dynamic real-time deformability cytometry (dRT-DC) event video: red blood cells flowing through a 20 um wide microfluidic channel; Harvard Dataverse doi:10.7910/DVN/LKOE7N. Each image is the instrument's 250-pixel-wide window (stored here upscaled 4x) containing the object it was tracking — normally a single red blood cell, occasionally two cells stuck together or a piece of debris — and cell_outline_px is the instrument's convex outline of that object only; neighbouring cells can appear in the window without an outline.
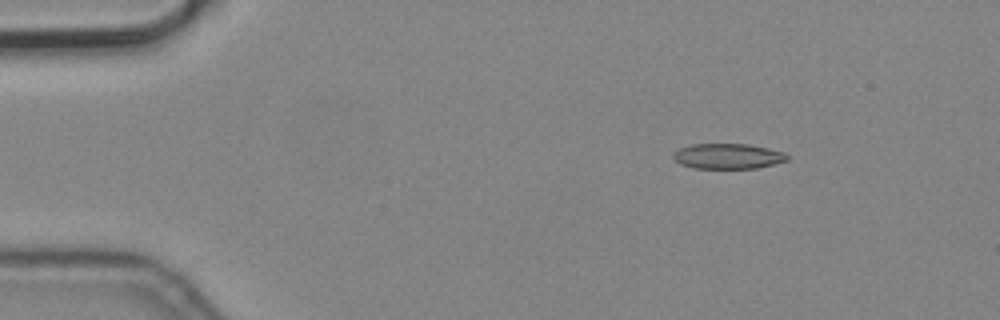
{"species": "common noctule bat (a hibernating species)", "species_latin": "Nyctalus noctula", "temperature_condition": "cold", "stored_images_in_passage": 7, "camera_frame_rate_fps": 3000, "um_per_image_px": 0.085, "animal": {"sex": "male", "body_mass_g": 19.2, "forearm_length_mm": 51.8}, "frame": {"image": 1, "passage_image": 3, "time_ms": 0.667, "image_size_px": [1000, 320], "cell_outline_px": [[788, 160], [756, 168], [692, 168], [680, 164], [672, 156], [672, 152], [680, 148], [692, 144], [748, 144], [768, 148], [784, 152], [788, 156]], "centroid_in_image_um": [61.84, 13.27], "position_along_channel_um": 23.2, "area_um2": 16.76}}
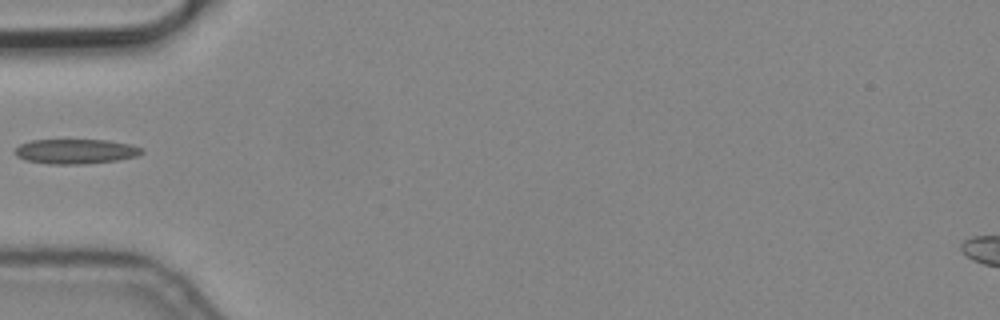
{"frame": {"image": 2, "passage_image": 6, "time_ms": 1.667, "image_size_px": [1000, 320], "cell_outline_px": [[144, 152], [136, 156], [116, 160], [84, 164], [48, 164], [24, 160], [16, 156], [12, 152], [20, 144], [32, 140], [108, 140], [128, 144], [144, 148]], "centroid_in_image_um": [6.39, 12.87], "position_along_channel_um": 78.6, "area_um2": 18.38}}
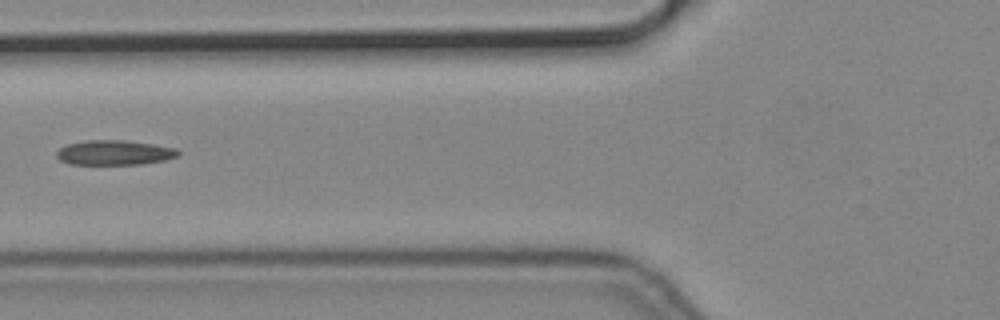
{"frame": {"image": 3, "passage_image": 7, "time_ms": 2.0, "image_size_px": [1000, 320], "cell_outline_px": [[180, 156], [164, 160], [140, 164], [68, 164], [60, 160], [56, 156], [56, 152], [60, 148], [68, 144], [84, 140], [124, 140], [152, 144], [176, 148], [180, 152]], "centroid_in_image_um": [9.72, 12.97], "position_along_channel_um": 116.1, "area_um2": 17.57}}